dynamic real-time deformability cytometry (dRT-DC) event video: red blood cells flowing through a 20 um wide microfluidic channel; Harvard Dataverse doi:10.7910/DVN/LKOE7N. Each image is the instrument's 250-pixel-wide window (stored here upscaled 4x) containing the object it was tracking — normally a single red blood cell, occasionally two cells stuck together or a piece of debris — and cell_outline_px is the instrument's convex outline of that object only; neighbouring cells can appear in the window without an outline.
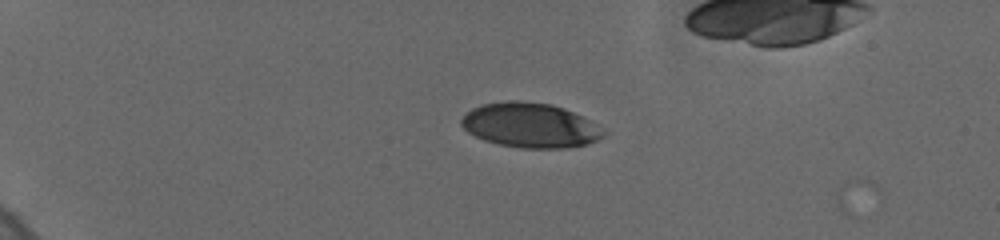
{"species": "human", "species_latin": "Homo sapiens", "temperature_condition": "cold", "stored_images_in_passage": 27, "camera_frame_rate_fps": 3000, "um_per_image_px": 0.085, "donor": {"sex": "female"}, "frame": {"image": 1, "passage_image": 2, "time_ms": 0.333, "image_size_px": [1000, 240], "cell_outline_px": [[608, 132], [604, 136], [588, 144], [568, 148], [520, 148], [500, 144], [484, 140], [468, 132], [460, 124], [460, 120], [472, 108], [484, 104], [504, 100], [520, 100], [552, 104], [564, 108], [596, 124]], "centroid_in_image_um": [45.08, 10.65], "position_along_channel_um": 39.9, "area_um2": 37.05}}
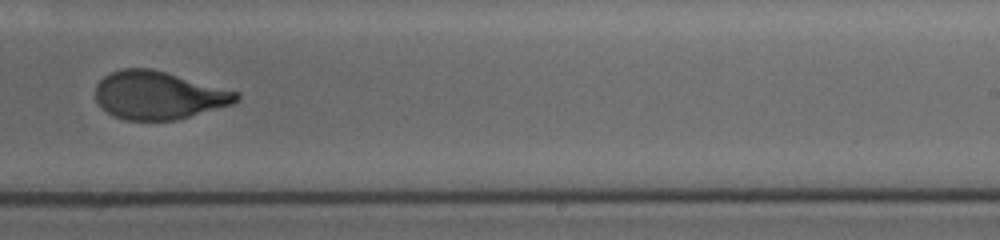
{"frame": {"image": 2, "passage_image": 16, "time_ms": 8.667, "image_size_px": [1000, 240], "cell_outline_px": [[240, 100], [232, 104], [176, 120], [124, 120], [108, 112], [96, 100], [96, 84], [104, 76], [120, 68], [152, 68], [240, 92]], "centroid_in_image_um": [13.5, 8.08], "position_along_channel_um": 275.5, "area_um2": 39.36}}
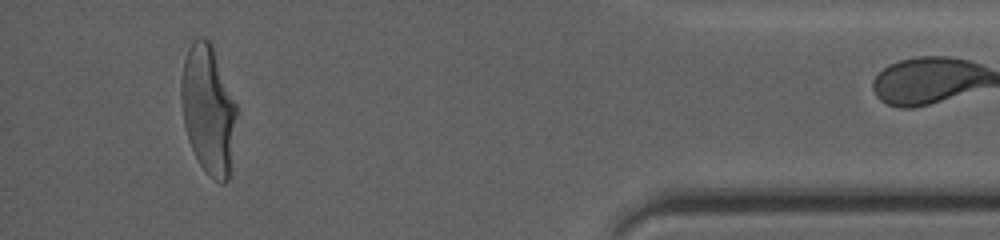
{"frame": {"image": 3, "passage_image": 26, "time_ms": 13.667, "image_size_px": [1000, 240], "cell_outline_px": [[236, 112], [228, 180], [224, 184], [220, 184], [208, 176], [200, 164], [188, 140], [184, 124], [180, 100], [180, 84], [184, 60], [188, 48], [192, 40], [200, 36], [204, 36], [212, 44], [236, 104]], "centroid_in_image_um": [17.66, 9.28], "position_along_channel_um": 417.5, "area_um2": 41.38}}